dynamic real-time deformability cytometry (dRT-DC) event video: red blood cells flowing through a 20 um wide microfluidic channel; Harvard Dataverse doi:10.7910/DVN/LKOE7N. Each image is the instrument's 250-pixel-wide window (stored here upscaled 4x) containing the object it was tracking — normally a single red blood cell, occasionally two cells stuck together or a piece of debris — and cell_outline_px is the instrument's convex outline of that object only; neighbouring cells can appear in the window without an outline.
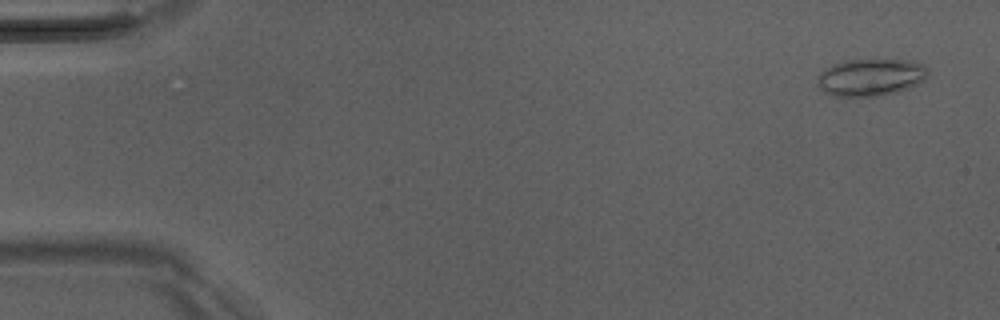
{"species": "Egyptian fruit bat (a non-hibernating species)", "species_latin": "Rousettus aegyptiacus", "temperature_condition": "room temperature", "stored_images_in_passage": 51, "camera_frame_rate_fps": 3000, "um_per_image_px": 0.085, "animal": {"sex": "male"}, "frame": {"image": 1, "passage_image": 3, "time_ms": 0.667, "image_size_px": [1000, 320], "cell_outline_px": [[928, 72], [924, 80], [908, 88], [896, 92], [880, 96], [832, 96], [824, 92], [816, 84], [816, 76], [820, 72], [832, 64], [844, 60], [912, 60], [928, 68]], "centroid_in_image_um": [73.95, 6.57], "position_along_channel_um": 11.0, "area_um2": 24.1}}
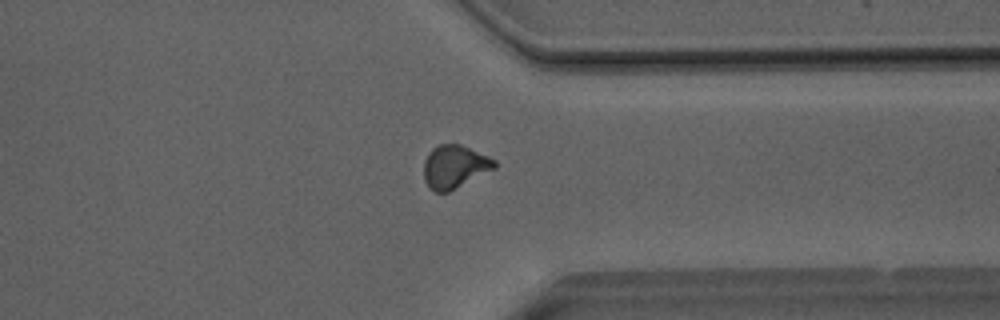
{"frame": {"image": 2, "passage_image": 40, "time_ms": 13.0, "image_size_px": [1000, 320], "cell_outline_px": [[496, 168], [448, 192], [436, 192], [428, 188], [424, 180], [424, 160], [428, 152], [432, 148], [440, 144], [460, 144], [488, 156], [496, 160]], "centroid_in_image_um": [38.62, 14.17], "position_along_channel_um": 372.8, "area_um2": 17.8}}
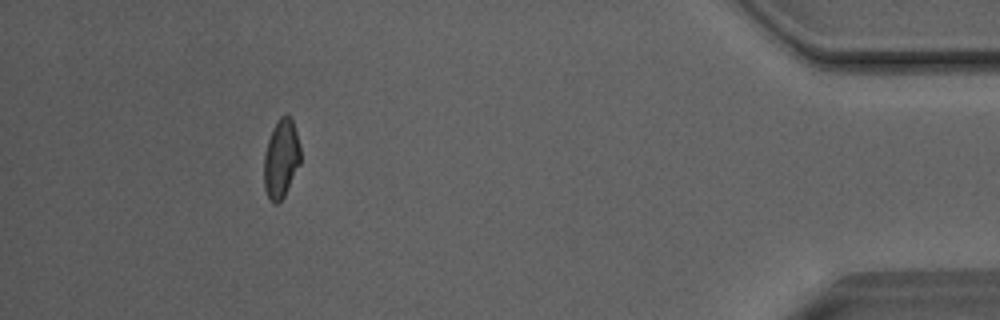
{"frame": {"image": 3, "passage_image": 47, "time_ms": 15.333, "image_size_px": [1000, 320], "cell_outline_px": [[300, 164], [284, 196], [276, 204], [272, 204], [268, 200], [264, 188], [264, 156], [268, 140], [280, 116], [288, 116], [292, 120], [300, 144]], "centroid_in_image_um": [23.89, 13.55], "position_along_channel_um": 411.3, "area_um2": 16.59}, "authors_computed_cell_mechanics": {"area_um2": 17.629, "velocity_mm_per_s": 4.0706, "shape_relaxation_time_tau1_ms": 9.7948, "shape_relaxation_time_tau2_ms": 2.239, "deformation_change_tau1": 0.1835, "deformation_change_tau2": 0.089}}